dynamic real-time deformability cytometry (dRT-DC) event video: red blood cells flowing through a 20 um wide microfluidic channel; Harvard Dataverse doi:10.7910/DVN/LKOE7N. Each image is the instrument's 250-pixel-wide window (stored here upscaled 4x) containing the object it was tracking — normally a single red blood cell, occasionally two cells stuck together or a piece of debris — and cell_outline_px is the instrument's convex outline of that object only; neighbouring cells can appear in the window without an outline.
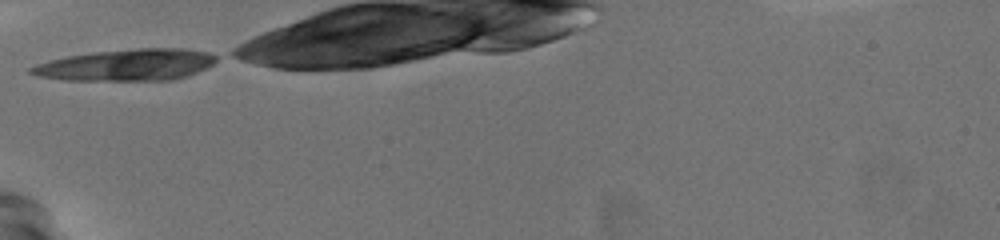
{"species": "common noctule bat (a hibernating species)", "species_latin": "Nyctalus noctula", "temperature_condition": "warm", "stored_images_in_passage": 20, "camera_frame_rate_fps": 3000, "um_per_image_px": 0.085, "animal": {"sex": "female", "body_mass_g": 19.5, "forearm_length_mm": 54.1}, "frame": {"image": 1, "passage_image": 1, "time_ms": 0.0, "image_size_px": [1000, 240], "cell_outline_px": [[212, 60], [208, 64], [192, 72], [180, 76], [132, 80], [116, 80], [52, 76], [32, 72], [32, 68], [56, 60], [76, 56], [112, 52], [196, 52], [212, 56]], "centroid_in_image_um": [10.71, 5.57], "position_along_channel_um": 74.3, "area_um2": 27.8}}